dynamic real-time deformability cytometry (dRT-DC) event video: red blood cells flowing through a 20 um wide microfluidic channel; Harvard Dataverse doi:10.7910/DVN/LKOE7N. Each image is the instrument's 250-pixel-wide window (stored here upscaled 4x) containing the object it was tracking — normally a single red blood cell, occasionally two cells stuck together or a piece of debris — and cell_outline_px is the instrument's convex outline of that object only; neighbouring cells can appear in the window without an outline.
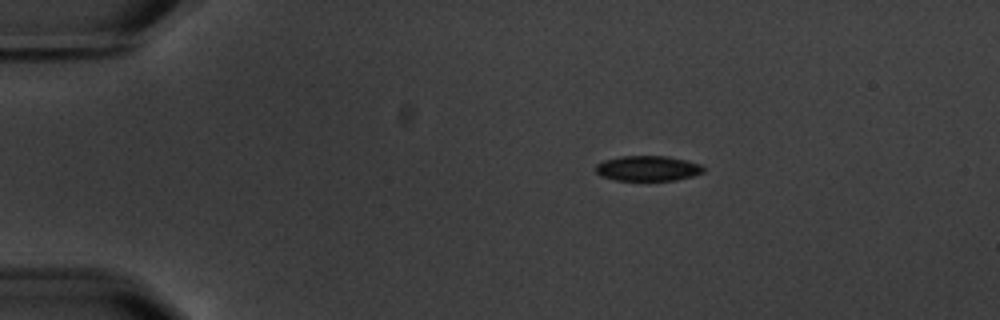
{"species": "common noctule bat (a hibernating species)", "species_latin": "Nyctalus noctula", "temperature_condition": "warm", "stored_images_in_passage": 3, "camera_frame_rate_fps": 3000, "um_per_image_px": 0.085, "animal": {"sex": "male", "body_mass_g": 20.1, "forearm_length_mm": 53.5}, "frame": {"image": 1, "passage_image": 1, "time_ms": 0.0, "image_size_px": [1000, 320], "cell_outline_px": [[704, 172], [692, 176], [676, 180], [616, 180], [604, 176], [596, 172], [596, 164], [604, 160], [620, 156], [668, 156], [700, 164], [704, 168]], "centroid_in_image_um": [55.07, 14.3], "position_along_channel_um": 29.9, "area_um2": 15.66}}